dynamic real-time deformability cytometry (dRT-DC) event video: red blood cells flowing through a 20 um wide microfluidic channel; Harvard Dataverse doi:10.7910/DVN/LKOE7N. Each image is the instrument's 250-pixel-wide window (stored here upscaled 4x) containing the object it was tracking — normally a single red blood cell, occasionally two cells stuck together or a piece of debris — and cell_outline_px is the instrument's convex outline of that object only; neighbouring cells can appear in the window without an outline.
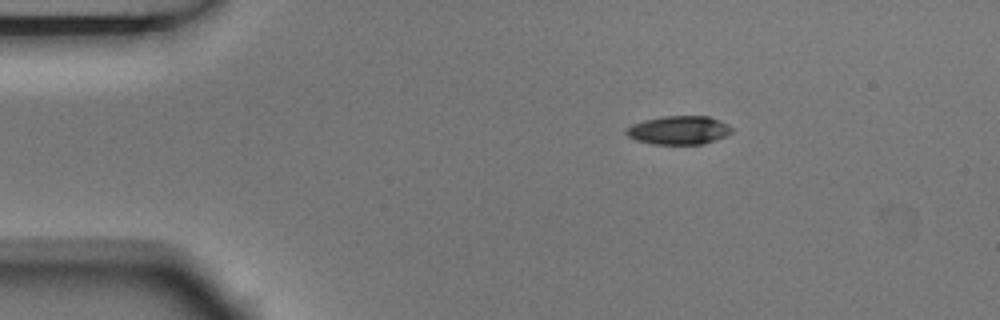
{"species": "Egyptian fruit bat (a non-hibernating species)", "species_latin": "Rousettus aegyptiacus", "temperature_condition": "room temperature", "stored_images_in_passage": 3, "camera_frame_rate_fps": 3000, "um_per_image_px": 0.085, "animal": {"sex": "male"}, "frame": {"image": 1, "passage_image": 1, "time_ms": 0.0, "image_size_px": [1000, 320], "cell_outline_px": [[732, 132], [716, 140], [704, 144], [652, 144], [636, 140], [628, 136], [624, 132], [632, 124], [644, 120], [664, 116], [708, 116], [728, 124], [732, 128]], "centroid_in_image_um": [57.7, 11.07], "position_along_channel_um": 27.3, "area_um2": 17.51}}
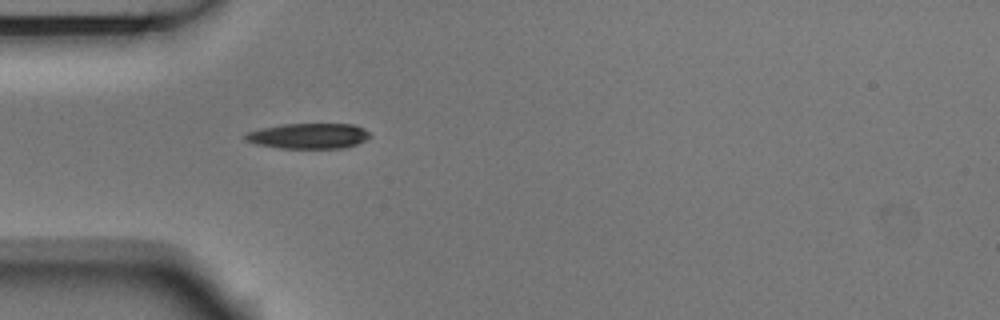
{"frame": {"image": 2, "passage_image": 3, "time_ms": 0.667, "image_size_px": [1000, 320], "cell_outline_px": [[372, 136], [356, 144], [340, 148], [280, 148], [260, 144], [248, 140], [244, 136], [248, 132], [260, 128], [280, 124], [352, 124], [364, 128]], "centroid_in_image_um": [26.26, 11.54], "position_along_channel_um": 58.7, "area_um2": 18.21}}